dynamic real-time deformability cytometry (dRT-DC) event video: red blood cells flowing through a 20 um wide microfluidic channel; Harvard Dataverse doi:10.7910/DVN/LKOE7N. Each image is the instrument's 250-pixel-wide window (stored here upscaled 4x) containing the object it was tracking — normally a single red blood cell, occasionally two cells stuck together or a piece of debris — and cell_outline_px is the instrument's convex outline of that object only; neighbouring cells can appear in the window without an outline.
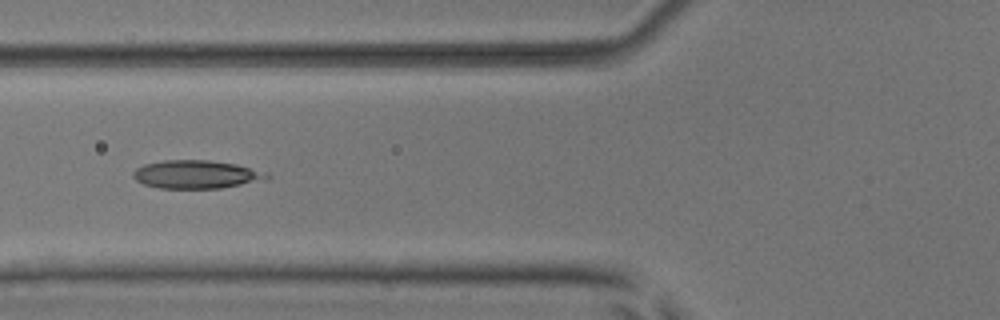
{"species": "common noctule bat (a hibernating species)", "species_latin": "Nyctalus noctula", "temperature_condition": "room temperature", "stored_images_in_passage": 7, "camera_frame_rate_fps": 3000, "um_per_image_px": 0.085, "animal": {"sex": "male", "body_mass_g": 17.9, "forearm_length_mm": 54.2}, "frame": {"image": 1, "passage_image": 6, "time_ms": 6.0, "image_size_px": [1000, 320], "cell_outline_px": [[272, 176], [240, 184], [220, 188], [160, 188], [144, 184], [136, 180], [132, 176], [132, 172], [136, 168], [144, 164], [164, 160], [208, 160], [236, 164]], "centroid_in_image_um": [16.54, 14.81], "position_along_channel_um": 109.3, "area_um2": 21.39}}
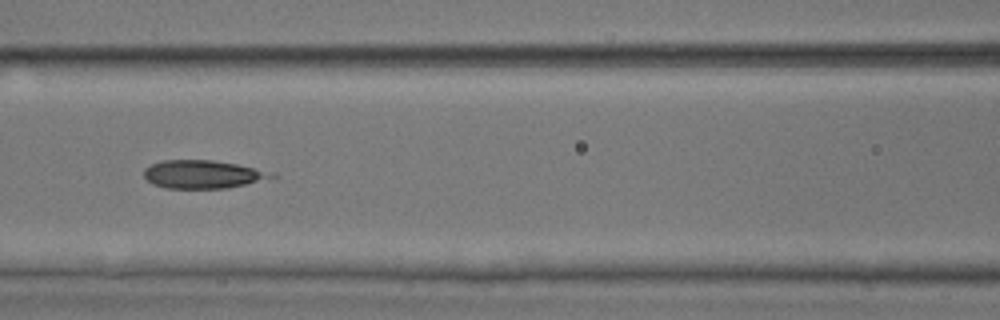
{"frame": {"image": 2, "passage_image": 7, "time_ms": 7.0, "image_size_px": [1000, 320], "cell_outline_px": [[280, 176], [228, 188], [164, 188], [152, 184], [144, 176], [144, 168], [160, 160], [212, 160], [236, 164], [276, 172]], "centroid_in_image_um": [17.27, 14.81], "position_along_channel_um": 149.3, "area_um2": 21.1}}